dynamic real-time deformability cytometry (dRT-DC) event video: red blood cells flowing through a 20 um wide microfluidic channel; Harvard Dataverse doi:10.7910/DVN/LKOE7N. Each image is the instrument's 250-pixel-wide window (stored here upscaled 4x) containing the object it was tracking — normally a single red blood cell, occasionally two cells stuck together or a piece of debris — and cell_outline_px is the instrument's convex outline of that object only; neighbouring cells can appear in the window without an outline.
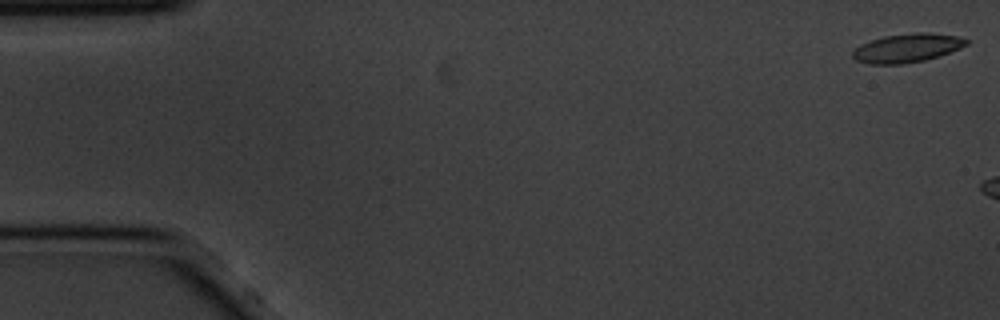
{"species": "common noctule bat (a hibernating species)", "species_latin": "Nyctalus noctula", "temperature_condition": "cold", "stored_images_in_passage": 7, "camera_frame_rate_fps": 3000, "um_per_image_px": 0.085, "animal": {"sex": "male", "body_mass_g": 20.1, "forearm_length_mm": 53.5}, "frame": {"image": 1, "passage_image": 1, "time_ms": 0.0, "image_size_px": [1000, 320], "cell_outline_px": [[968, 44], [960, 48], [924, 60], [900, 64], [868, 64], [856, 60], [852, 56], [852, 52], [860, 44], [884, 36], [916, 32], [928, 32], [956, 36], [968, 40]], "centroid_in_image_um": [77.07, 4.07], "position_along_channel_um": 7.9, "area_um2": 18.79}}